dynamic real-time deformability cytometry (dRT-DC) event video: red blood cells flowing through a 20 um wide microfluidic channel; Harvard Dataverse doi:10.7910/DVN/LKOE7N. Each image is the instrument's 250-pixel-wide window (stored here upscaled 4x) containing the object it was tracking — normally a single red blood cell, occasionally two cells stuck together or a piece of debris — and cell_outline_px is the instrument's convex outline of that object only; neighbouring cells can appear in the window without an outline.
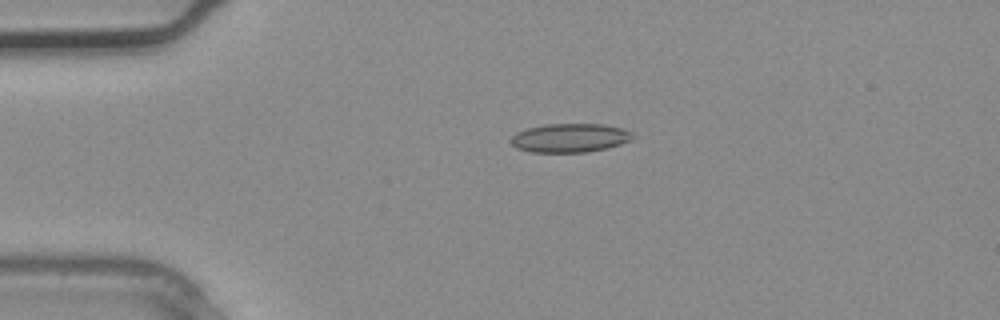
{"species": "common noctule bat (a hibernating species)", "species_latin": "Nyctalus noctula", "temperature_condition": "warm", "stored_images_in_passage": 3, "camera_frame_rate_fps": 3000, "um_per_image_px": 0.085, "animal": {"sex": "male", "body_mass_g": 20.4}, "frame": {"image": 1, "passage_image": 2, "time_ms": 0.333, "image_size_px": [1000, 320], "cell_outline_px": [[636, 136], [632, 140], [608, 148], [584, 152], [532, 152], [516, 148], [508, 140], [516, 132], [528, 128], [544, 124], [604, 124], [624, 128], [632, 132]], "centroid_in_image_um": [48.46, 11.71], "position_along_channel_um": 36.5, "area_um2": 20.69}}